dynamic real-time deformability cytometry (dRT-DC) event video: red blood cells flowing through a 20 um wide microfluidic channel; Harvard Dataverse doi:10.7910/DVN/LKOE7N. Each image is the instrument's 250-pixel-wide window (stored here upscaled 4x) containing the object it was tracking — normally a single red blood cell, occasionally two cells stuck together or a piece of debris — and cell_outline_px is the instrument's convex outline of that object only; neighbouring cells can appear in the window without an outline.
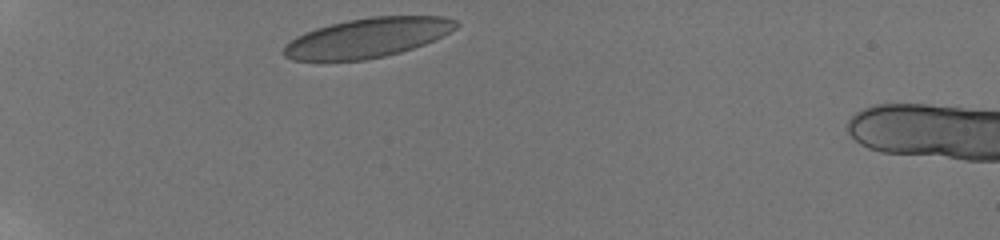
{"species": "human", "species_latin": "Homo sapiens", "temperature_condition": "room temperature", "stored_images_in_passage": 5, "camera_frame_rate_fps": 3000, "um_per_image_px": 0.085, "donor": {"sex": "male"}, "frame": {"image": 1, "passage_image": 1, "time_ms": 0.0, "image_size_px": [1000, 240], "cell_outline_px": [[460, 24], [456, 28], [444, 36], [424, 44], [400, 52], [384, 56], [364, 60], [292, 60], [284, 56], [284, 44], [296, 36], [304, 32], [316, 28], [348, 20], [372, 16], [444, 16], [456, 20]], "centroid_in_image_um": [31.25, 3.2], "position_along_channel_um": 53.7, "area_um2": 39.59}}
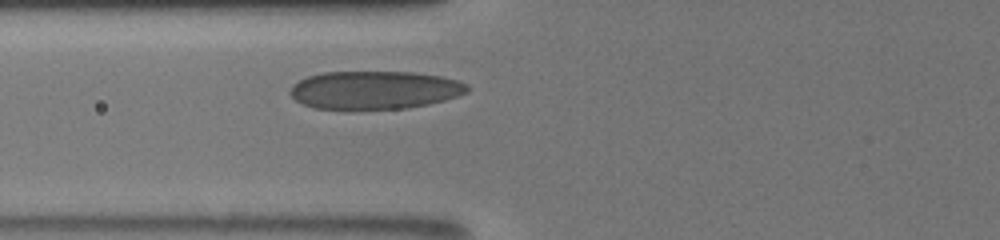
{"frame": {"image": 2, "passage_image": 5, "time_ms": 2.0, "image_size_px": [1000, 240], "cell_outline_px": [[472, 88], [468, 92], [444, 100], [428, 104], [408, 108], [316, 108], [304, 104], [296, 100], [288, 92], [292, 84], [308, 76], [324, 72], [412, 72], [440, 76], [460, 80], [468, 84]], "centroid_in_image_um": [31.88, 7.63], "position_along_channel_um": 93.9, "area_um2": 39.19}}